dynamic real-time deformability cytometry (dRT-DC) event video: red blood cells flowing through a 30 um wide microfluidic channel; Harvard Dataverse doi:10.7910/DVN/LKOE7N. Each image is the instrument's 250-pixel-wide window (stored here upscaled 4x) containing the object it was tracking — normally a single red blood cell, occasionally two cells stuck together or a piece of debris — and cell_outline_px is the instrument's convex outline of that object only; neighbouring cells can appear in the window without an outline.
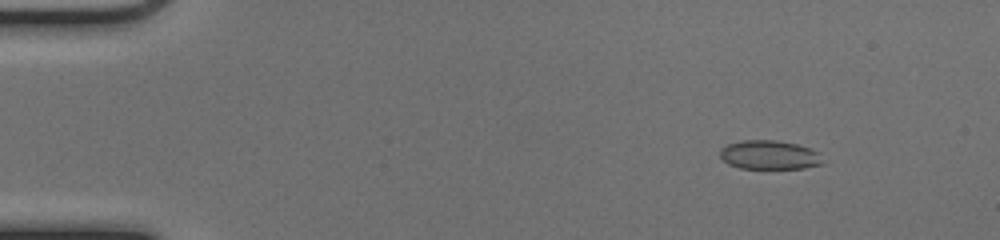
{"species": "common noctule bat (a hibernating species)", "species_latin": "Nyctalus noctula", "temperature_condition": "cold", "stored_images_in_passage": 52, "camera_frame_rate_fps": 3000, "um_per_image_px": 0.085, "animal": {"sex": "female", "body_mass_g": 17.0, "forearm_length_mm": 48.0}, "frame": {"image": 1, "passage_image": 7, "time_ms": 2.0, "image_size_px": [1000, 240], "cell_outline_px": [[824, 164], [804, 168], [740, 168], [728, 164], [720, 156], [720, 148], [728, 144], [744, 140], [776, 140], [796, 144], [820, 152]], "centroid_in_image_um": [65.42, 13.17], "position_along_channel_um": 19.6, "area_um2": 17.34}}
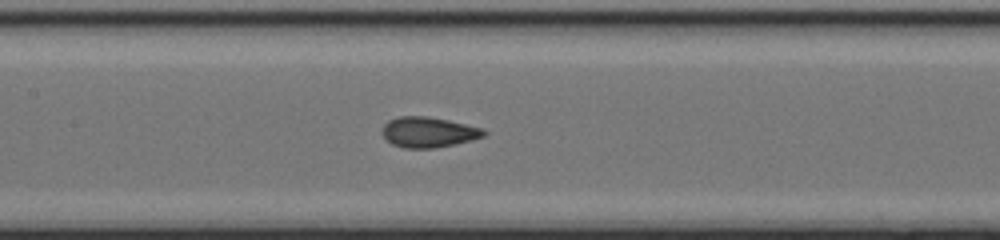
{"frame": {"image": 2, "passage_image": 26, "time_ms": 8.333, "image_size_px": [1000, 240], "cell_outline_px": [[488, 132], [484, 136], [472, 140], [456, 144], [432, 148], [404, 148], [392, 144], [380, 132], [380, 128], [388, 120], [400, 116], [428, 116], [448, 120], [484, 128]], "centroid_in_image_um": [36.41, 11.23], "position_along_channel_um": 171.0, "area_um2": 18.21}}
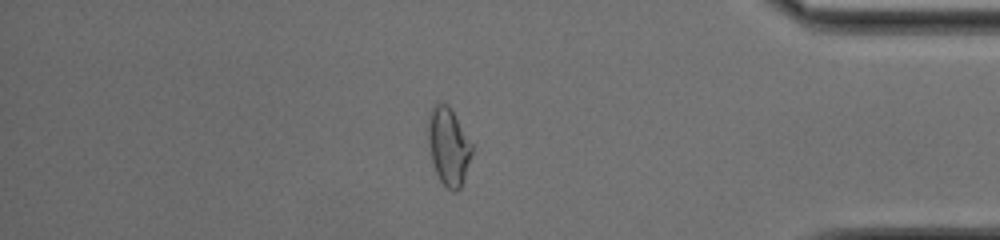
{"frame": {"image": 3, "passage_image": 45, "time_ms": 14.667, "image_size_px": [1000, 240], "cell_outline_px": [[472, 152], [464, 180], [460, 188], [456, 192], [452, 192], [440, 180], [436, 172], [432, 160], [428, 144], [428, 112], [432, 104], [448, 104], [452, 108], [472, 144]], "centroid_in_image_um": [38.11, 12.41], "position_along_channel_um": 397.1, "area_um2": 19.94}, "authors_computed_cell_mechanics": {"area_um2": 18.1492, "velocity_mm_per_s": 4.0406, "shape_relaxation_time_tau1_ms": null, "shape_relaxation_time_tau2_ms": 1.3154, "deformation_change_tau1": null, "deformation_change_tau2": 0.0648}}